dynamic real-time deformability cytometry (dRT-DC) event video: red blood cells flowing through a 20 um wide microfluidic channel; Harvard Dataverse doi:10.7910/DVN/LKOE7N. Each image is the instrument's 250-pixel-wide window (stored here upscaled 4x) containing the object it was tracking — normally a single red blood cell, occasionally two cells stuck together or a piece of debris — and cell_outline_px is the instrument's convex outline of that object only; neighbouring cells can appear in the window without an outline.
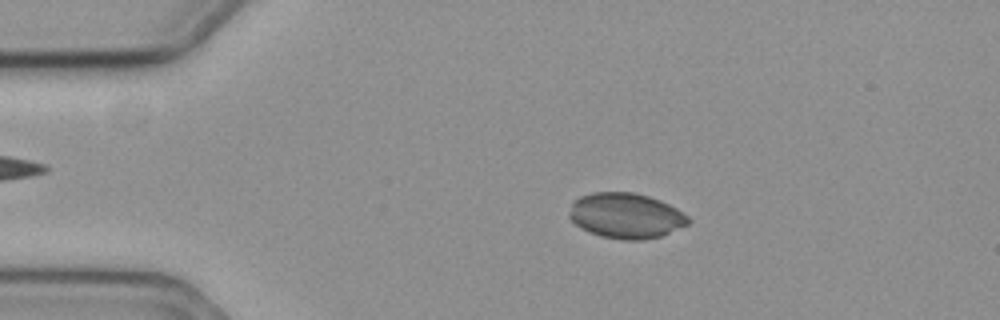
{"species": "common noctule bat (a hibernating species)", "species_latin": "Nyctalus noctula", "temperature_condition": "cold", "stored_images_in_passage": 58, "camera_frame_rate_fps": 3000, "um_per_image_px": 0.085, "animal": {"sex": "female", "body_mass_g": 19.3, "forearm_length_mm": 54.1}, "frame": {"image": 1, "passage_image": 11, "time_ms": 3.333, "image_size_px": [1000, 320], "cell_outline_px": [[692, 220], [688, 224], [660, 236], [640, 240], [624, 240], [600, 236], [588, 232], [580, 228], [568, 216], [568, 212], [572, 200], [580, 196], [592, 192], [632, 192], [648, 196], [660, 200], [676, 208], [688, 216]], "centroid_in_image_um": [53.16, 18.32], "position_along_channel_um": 31.8, "area_um2": 31.62}}
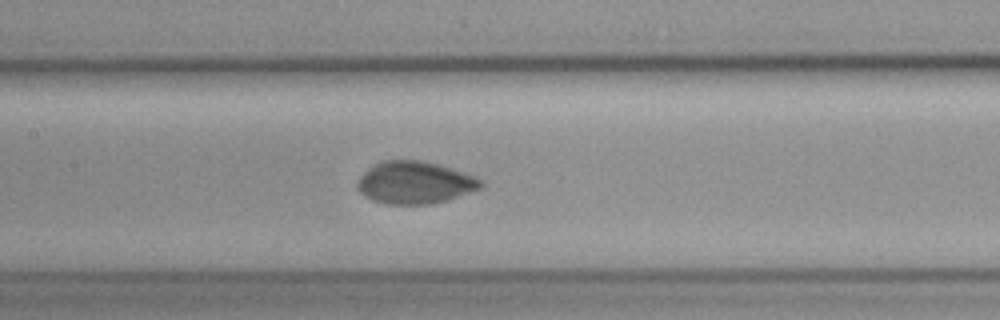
{"frame": {"image": 2, "passage_image": 27, "time_ms": 8.667, "image_size_px": [1000, 320], "cell_outline_px": [[484, 184], [480, 188], [448, 200], [432, 204], [384, 204], [372, 200], [364, 196], [356, 188], [356, 184], [360, 176], [368, 168], [380, 160], [420, 160], [436, 164], [476, 176], [484, 180]], "centroid_in_image_um": [35.23, 15.52], "position_along_channel_um": 172.2, "area_um2": 30.63}}
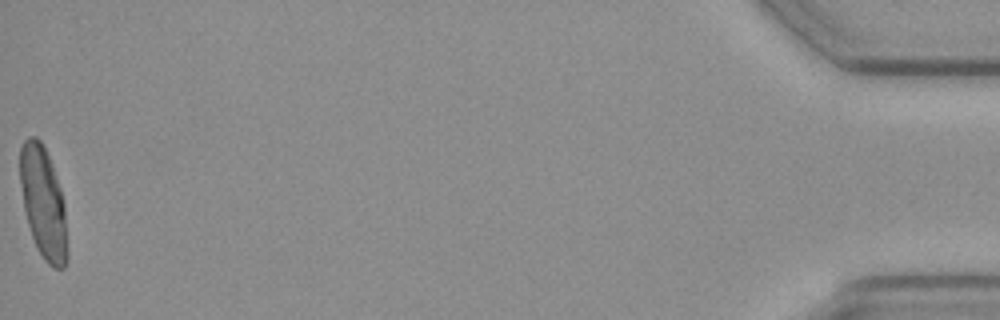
{"frame": {"image": 3, "passage_image": 58, "time_ms": 19.0, "image_size_px": [1000, 320], "cell_outline_px": [[68, 260], [64, 268], [52, 268], [44, 260], [36, 248], [28, 224], [24, 208], [20, 184], [20, 148], [24, 140], [28, 136], [36, 136], [40, 140], [52, 164], [60, 188], [64, 204], [68, 256]], "centroid_in_image_um": [3.68, 17.26], "position_along_channel_um": 431.5, "area_um2": 30.69}}